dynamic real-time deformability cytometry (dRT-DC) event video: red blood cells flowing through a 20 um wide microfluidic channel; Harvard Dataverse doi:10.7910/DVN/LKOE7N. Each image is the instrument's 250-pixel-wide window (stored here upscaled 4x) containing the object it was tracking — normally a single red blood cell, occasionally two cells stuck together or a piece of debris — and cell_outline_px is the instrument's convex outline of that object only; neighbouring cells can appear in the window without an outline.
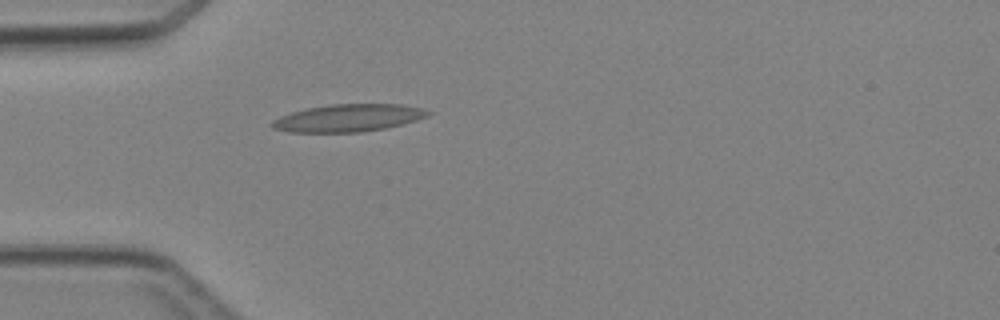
{"species": "Egyptian fruit bat (a non-hibernating species)", "species_latin": "Rousettus aegyptiacus", "temperature_condition": "cold", "stored_images_in_passage": 1, "camera_frame_rate_fps": 3000, "um_per_image_px": 0.085, "animal": {"sex": "female"}, "frame": {"image": 1, "passage_image": 1, "time_ms": 0.0, "image_size_px": [1000, 320], "cell_outline_px": [[432, 112], [428, 116], [416, 120], [384, 128], [360, 132], [288, 132], [272, 128], [268, 124], [272, 120], [280, 116], [292, 112], [308, 108], [332, 104], [400, 104], [424, 108]], "centroid_in_image_um": [29.58, 10.02], "position_along_channel_um": 55.4, "area_um2": 24.91}}